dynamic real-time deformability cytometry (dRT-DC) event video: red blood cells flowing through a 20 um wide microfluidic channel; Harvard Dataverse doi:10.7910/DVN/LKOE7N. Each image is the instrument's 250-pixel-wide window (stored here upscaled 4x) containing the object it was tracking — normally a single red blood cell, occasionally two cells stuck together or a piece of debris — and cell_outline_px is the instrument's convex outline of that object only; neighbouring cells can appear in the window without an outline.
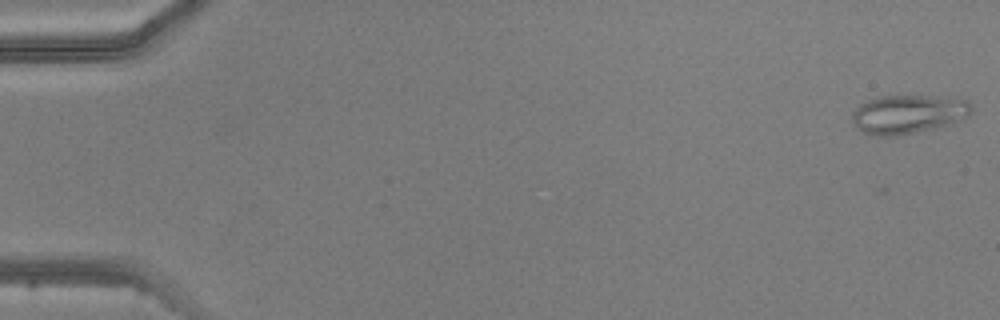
{"species": "common noctule bat (a hibernating species)", "species_latin": "Nyctalus noctula", "temperature_condition": "warm", "stored_images_in_passage": 5, "camera_frame_rate_fps": 3000, "um_per_image_px": 0.085, "animal": {"sex": "male", "body_mass_g": 20.5, "forearm_length_mm": 52.5}, "frame": {"image": 1, "passage_image": 1, "time_ms": 0.0, "image_size_px": [1000, 320], "cell_outline_px": [[972, 108], [968, 116], [932, 128], [896, 136], [876, 136], [864, 132], [852, 120], [852, 112], [860, 104], [868, 100], [880, 96], [924, 96], [968, 100], [972, 104]], "centroid_in_image_um": [77.15, 9.69], "position_along_channel_um": 7.9, "area_um2": 26.24}}
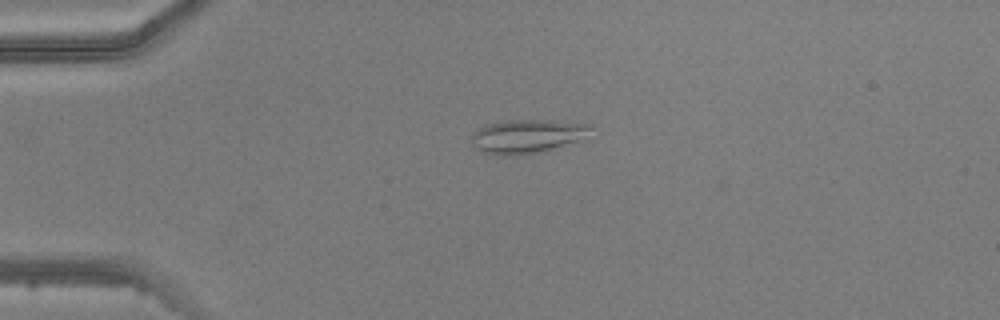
{"frame": {"image": 2, "passage_image": 4, "time_ms": 3.667, "image_size_px": [1000, 320], "cell_outline_px": [[592, 128], [584, 140], [544, 152], [484, 152], [476, 148], [472, 144], [472, 132], [488, 124], [508, 120], [548, 120], [592, 124]], "centroid_in_image_um": [44.93, 11.53], "position_along_channel_um": 40.1, "area_um2": 22.83}}